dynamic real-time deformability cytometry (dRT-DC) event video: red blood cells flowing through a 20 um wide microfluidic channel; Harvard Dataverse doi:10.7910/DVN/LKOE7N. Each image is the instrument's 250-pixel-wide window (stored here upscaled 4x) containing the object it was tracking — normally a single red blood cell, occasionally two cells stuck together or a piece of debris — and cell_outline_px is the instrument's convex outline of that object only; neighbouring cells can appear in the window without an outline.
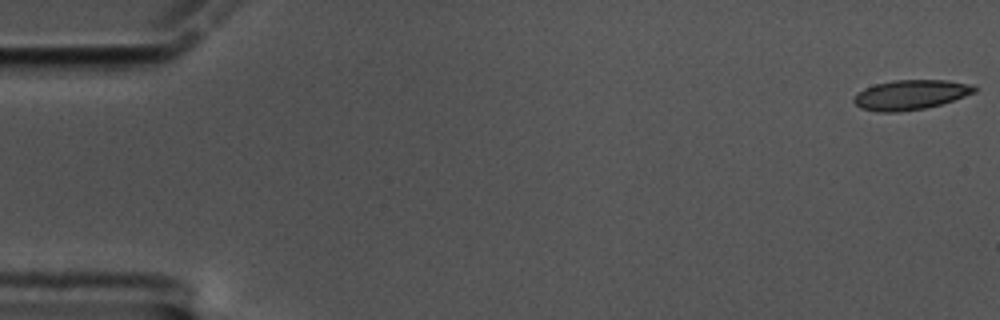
{"species": "common noctule bat (a hibernating species)", "species_latin": "Nyctalus noctula", "temperature_condition": "cold", "stored_images_in_passage": 12, "camera_frame_rate_fps": 3000, "um_per_image_px": 0.085, "animal": {"sex": "male", "body_mass_g": 17.5, "forearm_length_mm": 52.3}, "frame": {"image": 1, "passage_image": 1, "time_ms": 0.0, "image_size_px": [1000, 320], "cell_outline_px": [[976, 92], [940, 104], [924, 108], [896, 112], [876, 112], [860, 108], [852, 100], [864, 88], [876, 84], [892, 80], [948, 80], [972, 84], [976, 88]], "centroid_in_image_um": [77.39, 8.05], "position_along_channel_um": 7.6, "area_um2": 20.75}}